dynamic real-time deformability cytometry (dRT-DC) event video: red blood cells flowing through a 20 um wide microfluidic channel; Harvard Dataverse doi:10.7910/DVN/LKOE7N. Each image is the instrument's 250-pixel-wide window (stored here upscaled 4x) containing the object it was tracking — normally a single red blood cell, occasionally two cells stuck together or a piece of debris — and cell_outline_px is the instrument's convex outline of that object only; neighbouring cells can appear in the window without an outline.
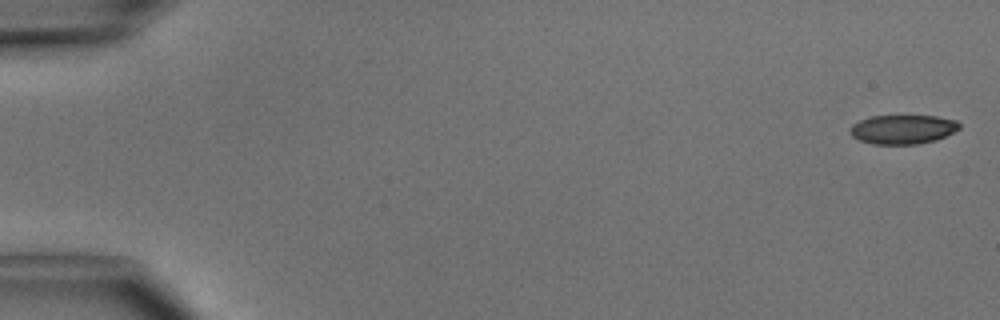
{"species": "common noctule bat (a hibernating species)", "species_latin": "Nyctalus noctula", "temperature_condition": "cold", "stored_images_in_passage": 6, "camera_frame_rate_fps": 3000, "um_per_image_px": 0.085, "animal": {"sex": "male", "body_mass_g": 15.6}, "frame": {"image": 1, "passage_image": 1, "time_ms": 0.0, "image_size_px": [1000, 320], "cell_outline_px": [[960, 128], [936, 140], [916, 144], [876, 144], [860, 140], [852, 136], [848, 132], [852, 124], [860, 120], [872, 116], [936, 116], [956, 120], [960, 124]], "centroid_in_image_um": [76.72, 10.99], "position_along_channel_um": 8.3, "area_um2": 18.44}}
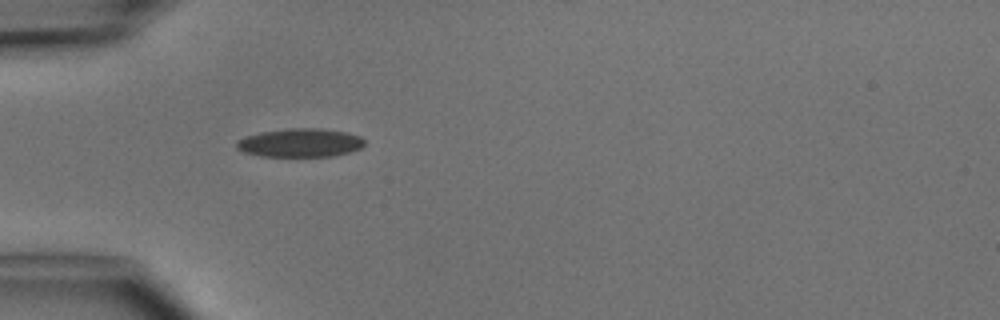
{"frame": {"image": 2, "passage_image": 5, "time_ms": 4.667, "image_size_px": [1000, 320], "cell_outline_px": [[364, 144], [360, 148], [336, 156], [260, 156], [244, 152], [236, 148], [236, 140], [244, 136], [260, 132], [288, 128], [316, 128], [344, 132], [360, 136], [364, 140]], "centroid_in_image_um": [25.46, 12.13], "position_along_channel_um": 59.5, "area_um2": 21.27}}